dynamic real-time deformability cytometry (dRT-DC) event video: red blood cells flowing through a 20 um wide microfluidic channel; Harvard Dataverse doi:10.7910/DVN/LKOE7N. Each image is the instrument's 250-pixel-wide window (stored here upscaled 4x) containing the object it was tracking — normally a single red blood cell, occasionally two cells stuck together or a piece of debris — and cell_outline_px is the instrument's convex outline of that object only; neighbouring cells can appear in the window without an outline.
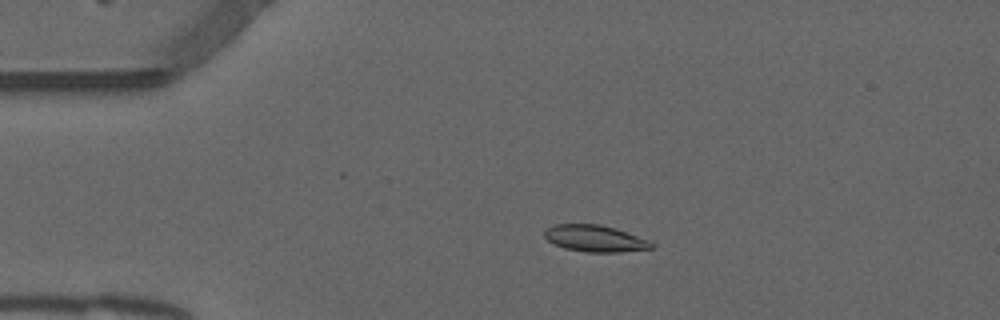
{"species": "common noctule bat (a hibernating species)", "species_latin": "Nyctalus noctula", "temperature_condition": "warm", "stored_images_in_passage": 53, "camera_frame_rate_fps": 3000, "um_per_image_px": 0.085, "animal": {"sex": "male", "forearm_length_mm": 52.5}, "frame": {"image": 1, "passage_image": 11, "time_ms": 3.333, "image_size_px": [1000, 320], "cell_outline_px": [[656, 244], [652, 248], [620, 252], [584, 252], [564, 248], [548, 240], [544, 236], [544, 232], [552, 224], [600, 224], [648, 240]], "centroid_in_image_um": [50.55, 20.28], "position_along_channel_um": 34.5, "area_um2": 16.36}}
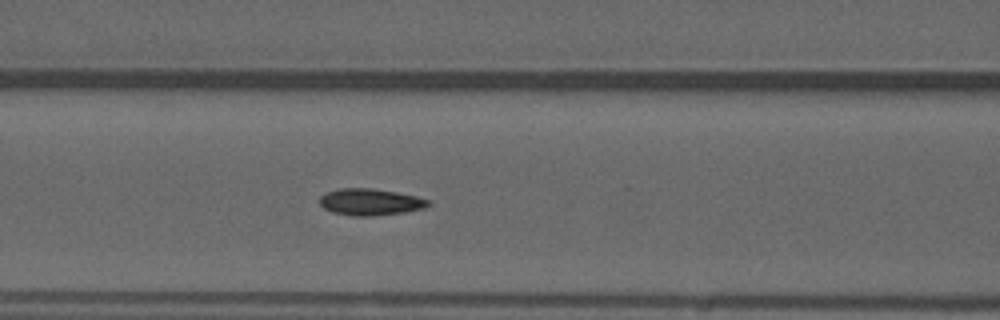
{"frame": {"image": 2, "passage_image": 22, "time_ms": 7.0, "image_size_px": [1000, 320], "cell_outline_px": [[432, 204], [424, 208], [404, 212], [372, 216], [352, 216], [332, 212], [324, 208], [320, 204], [320, 196], [324, 192], [340, 188], [372, 188], [396, 192], [416, 196], [428, 200]], "centroid_in_image_um": [31.45, 17.16], "position_along_channel_um": 135.2, "area_um2": 16.94}}
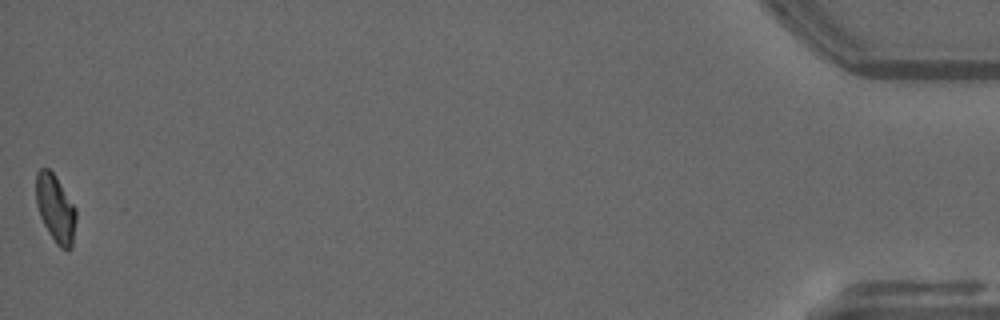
{"frame": {"image": 3, "passage_image": 53, "time_ms": 17.333, "image_size_px": [1000, 320], "cell_outline_px": [[76, 220], [72, 248], [60, 248], [56, 244], [48, 232], [40, 216], [36, 204], [36, 172], [40, 168], [48, 168], [56, 176], [76, 208]], "centroid_in_image_um": [4.71, 17.71], "position_along_channel_um": 430.5, "area_um2": 15.84}, "authors_computed_cell_mechanics": {"area_um2": 16.2996, "velocity_mm_per_s": 3.8417, "shape_relaxation_time_tau1_ms": null, "shape_relaxation_time_tau2_ms": 1.7564, "deformation_change_tau1": null, "deformation_change_tau2": 0.0577}}